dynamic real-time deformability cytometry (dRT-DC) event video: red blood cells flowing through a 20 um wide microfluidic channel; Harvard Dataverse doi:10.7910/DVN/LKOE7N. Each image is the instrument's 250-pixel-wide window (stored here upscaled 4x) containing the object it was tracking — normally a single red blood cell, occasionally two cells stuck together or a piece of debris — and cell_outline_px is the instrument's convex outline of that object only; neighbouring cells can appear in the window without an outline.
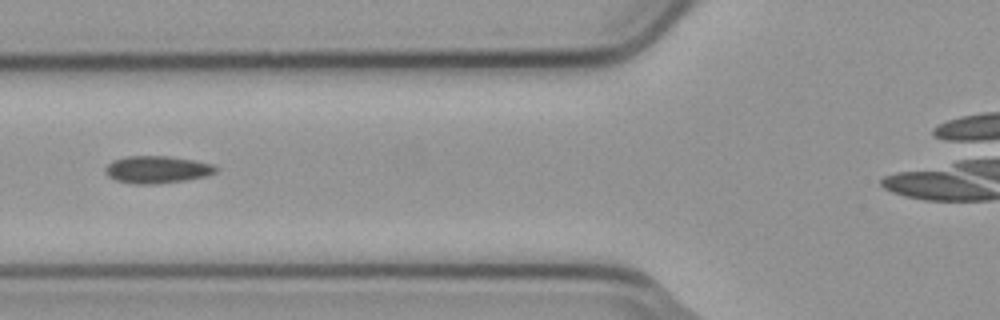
{"species": "common noctule bat (a hibernating species)", "species_latin": "Nyctalus noctula", "temperature_condition": "cold", "stored_images_in_passage": 2, "camera_frame_rate_fps": 3000, "um_per_image_px": 0.085, "animal": {"sex": "male", "body_mass_g": 23.1, "forearm_length_mm": 52.7}, "frame": {"image": 1, "passage_image": 2, "time_ms": 0.333, "image_size_px": [1000, 320], "cell_outline_px": [[216, 172], [208, 176], [160, 184], [132, 184], [116, 180], [108, 176], [104, 172], [104, 168], [112, 160], [128, 156], [164, 156], [192, 160], [212, 164], [216, 168]], "centroid_in_image_um": [13.3, 14.42], "position_along_channel_um": 112.5, "area_um2": 17.57}}